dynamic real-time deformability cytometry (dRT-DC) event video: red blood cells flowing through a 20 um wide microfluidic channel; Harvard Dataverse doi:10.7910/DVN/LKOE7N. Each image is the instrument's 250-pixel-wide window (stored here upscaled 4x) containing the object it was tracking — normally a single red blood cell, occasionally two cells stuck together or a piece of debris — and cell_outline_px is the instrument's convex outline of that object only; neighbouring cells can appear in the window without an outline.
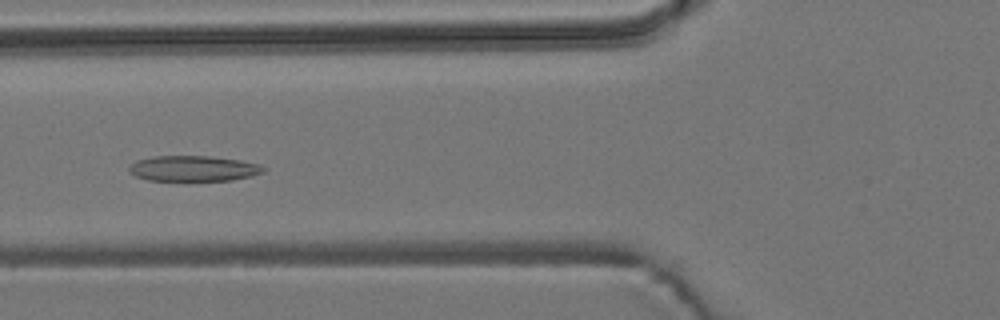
{"species": "common noctule bat (a hibernating species)", "species_latin": "Nyctalus noctula", "temperature_condition": "room temperature", "stored_images_in_passage": 8, "camera_frame_rate_fps": 3000, "um_per_image_px": 0.085, "animal": {"sex": "male", "body_mass_g": 19.2, "forearm_length_mm": 51.8}, "frame": {"image": 1, "passage_image": 6, "time_ms": 1.667, "image_size_px": [1000, 320], "cell_outline_px": [[268, 168], [264, 172], [252, 176], [232, 180], [148, 180], [136, 176], [128, 172], [128, 168], [136, 160], [152, 156], [208, 156], [240, 160], [260, 164]], "centroid_in_image_um": [16.46, 14.31], "position_along_channel_um": 109.3, "area_um2": 20.06}}
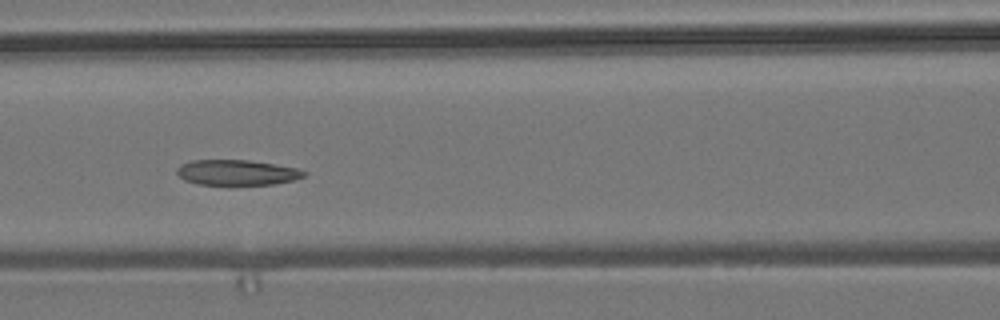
{"frame": {"image": 2, "passage_image": 7, "time_ms": 2.0, "image_size_px": [1000, 320], "cell_outline_px": [[308, 172], [304, 176], [292, 180], [276, 184], [196, 184], [184, 180], [176, 172], [176, 168], [180, 164], [192, 160], [248, 160], [276, 164], [296, 168]], "centroid_in_image_um": [20.11, 14.65], "position_along_channel_um": 146.5, "area_um2": 18.73}}
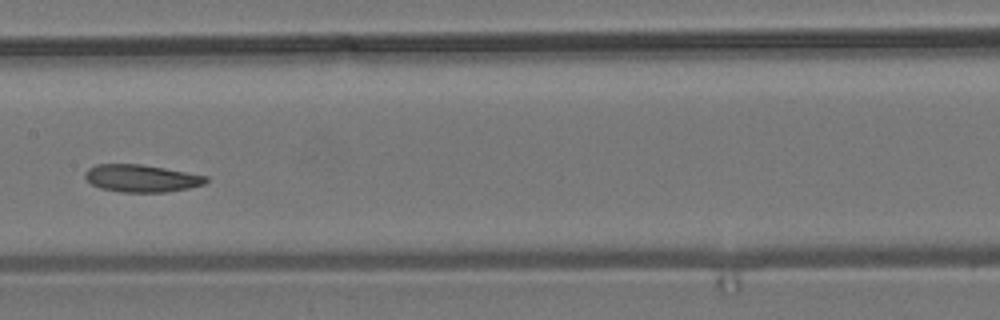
{"frame": {"image": 3, "passage_image": 8, "time_ms": 2.333, "image_size_px": [1000, 320], "cell_outline_px": [[208, 180], [204, 184], [188, 188], [164, 192], [120, 192], [100, 188], [92, 184], [84, 176], [84, 172], [88, 168], [96, 164], [140, 164], [164, 168], [208, 176]], "centroid_in_image_um": [12.0, 15.15], "position_along_channel_um": 195.4, "area_um2": 19.25}}